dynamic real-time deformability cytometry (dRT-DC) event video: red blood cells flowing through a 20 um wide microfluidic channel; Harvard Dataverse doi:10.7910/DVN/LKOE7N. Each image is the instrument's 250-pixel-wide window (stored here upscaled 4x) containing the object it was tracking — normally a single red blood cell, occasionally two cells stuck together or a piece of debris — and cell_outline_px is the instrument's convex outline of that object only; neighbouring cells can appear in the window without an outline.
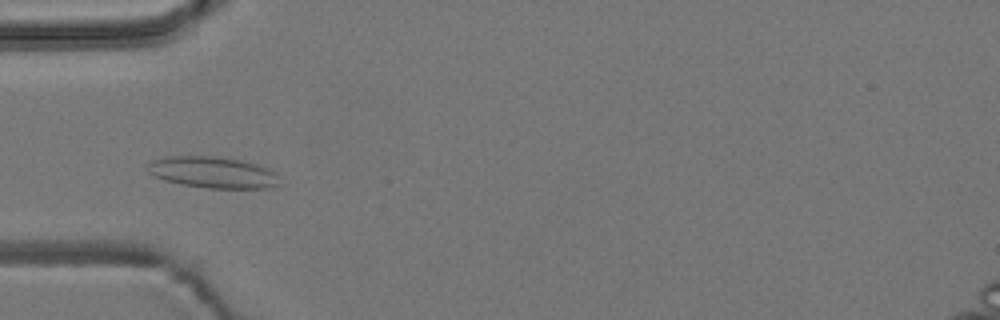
{"species": "common noctule bat (a hibernating species)", "species_latin": "Nyctalus noctula", "temperature_condition": "room temperature", "stored_images_in_passage": 47, "camera_frame_rate_fps": 3000, "um_per_image_px": 0.085, "animal": {"sex": "male", "body_mass_g": 19.2, "forearm_length_mm": 51.8}, "frame": {"image": 1, "passage_image": 9, "time_ms": 2.667, "image_size_px": [1000, 320], "cell_outline_px": [[276, 184], [268, 188], [208, 188], [180, 184], [164, 180], [152, 176], [144, 168], [152, 160], [164, 156], [220, 156], [240, 160], [256, 164], [276, 172]], "centroid_in_image_um": [17.98, 14.64], "position_along_channel_um": 67.0, "area_um2": 24.16}}
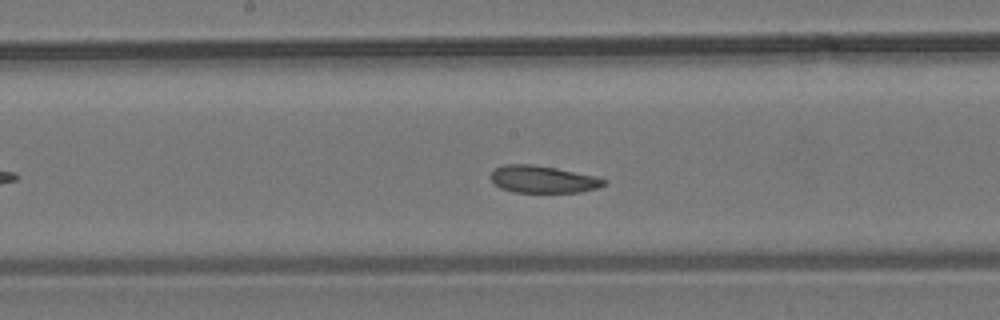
{"frame": {"image": 2, "passage_image": 20, "time_ms": 6.333, "image_size_px": [1000, 320], "cell_outline_px": [[608, 184], [596, 188], [580, 192], [512, 192], [500, 188], [488, 176], [496, 168], [504, 164], [532, 164], [556, 168], [596, 176], [608, 180]], "centroid_in_image_um": [46.16, 15.24], "position_along_channel_um": 202.0, "area_um2": 18.03}}
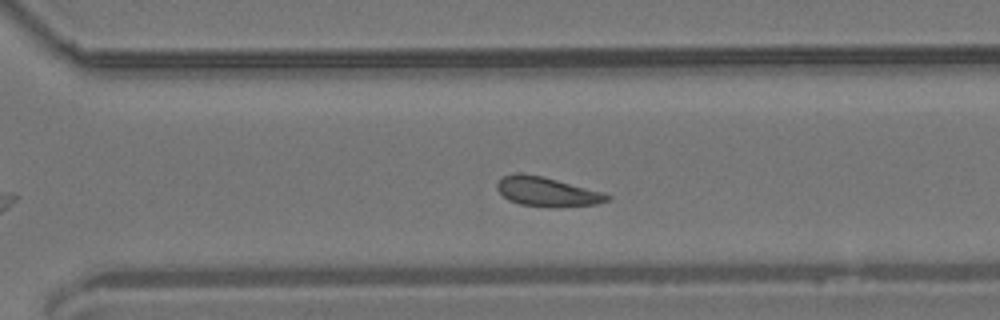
{"frame": {"image": 3, "passage_image": 30, "time_ms": 9.667, "image_size_px": [1000, 320], "cell_outline_px": [[612, 196], [608, 200], [596, 204], [560, 208], [552, 208], [520, 204], [508, 200], [496, 188], [496, 184], [500, 176], [516, 172], [520, 172], [544, 176], [604, 192]], "centroid_in_image_um": [46.48, 16.29], "position_along_channel_um": 324.1, "area_um2": 19.36}, "authors_computed_cell_mechanics": {"area_um2": 19.0162, "velocity_mm_per_s": 3.6839, "shape_relaxation_time_tau1_ms": 5.0437, "shape_relaxation_time_tau2_ms": 3.1284, "deformation_change_tau1": 0.0974, "deformation_change_tau2": 0.0818}}